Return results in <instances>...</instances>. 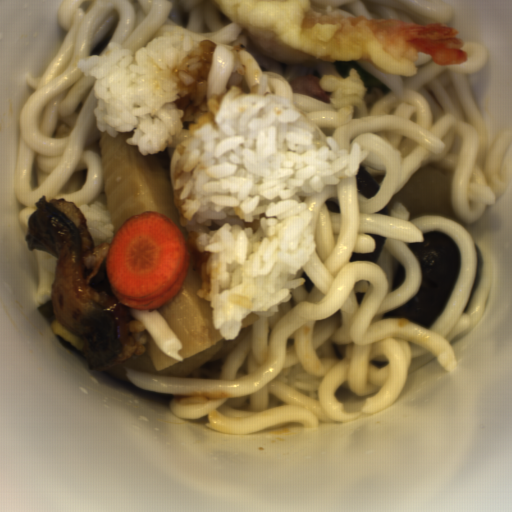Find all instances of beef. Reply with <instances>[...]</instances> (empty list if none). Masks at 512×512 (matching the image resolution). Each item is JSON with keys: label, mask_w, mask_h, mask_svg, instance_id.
Returning a JSON list of instances; mask_svg holds the SVG:
<instances>
[{"label": "beef", "mask_w": 512, "mask_h": 512, "mask_svg": "<svg viewBox=\"0 0 512 512\" xmlns=\"http://www.w3.org/2000/svg\"><path fill=\"white\" fill-rule=\"evenodd\" d=\"M319 80L320 78L314 75H298L290 82L289 86L291 87L292 92L304 93L319 101L329 104L331 99L321 88Z\"/></svg>", "instance_id": "beef-1"}]
</instances>
